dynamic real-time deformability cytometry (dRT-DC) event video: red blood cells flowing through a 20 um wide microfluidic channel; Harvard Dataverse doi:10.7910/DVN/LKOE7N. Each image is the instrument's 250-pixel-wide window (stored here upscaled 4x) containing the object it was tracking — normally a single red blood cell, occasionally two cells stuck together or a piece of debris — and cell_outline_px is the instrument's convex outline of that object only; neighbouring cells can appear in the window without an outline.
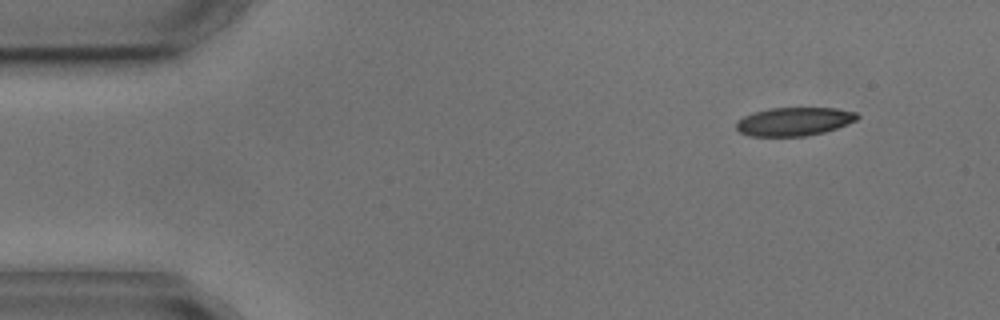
{"species": "common noctule bat (a hibernating species)", "species_latin": "Nyctalus noctula", "temperature_condition": "cold", "stored_images_in_passage": 4, "camera_frame_rate_fps": 3000, "um_per_image_px": 0.085, "animal": {"sex": "male", "body_mass_g": 17.9, "forearm_length_mm": 54.2}, "frame": {"image": 1, "passage_image": 1, "time_ms": 0.0, "image_size_px": [1000, 320], "cell_outline_px": [[860, 116], [856, 120], [848, 124], [824, 132], [808, 136], [748, 136], [740, 132], [736, 128], [736, 120], [752, 112], [772, 108], [836, 108], [856, 112]], "centroid_in_image_um": [67.49, 10.33], "position_along_channel_um": 17.5, "area_um2": 20.17}}